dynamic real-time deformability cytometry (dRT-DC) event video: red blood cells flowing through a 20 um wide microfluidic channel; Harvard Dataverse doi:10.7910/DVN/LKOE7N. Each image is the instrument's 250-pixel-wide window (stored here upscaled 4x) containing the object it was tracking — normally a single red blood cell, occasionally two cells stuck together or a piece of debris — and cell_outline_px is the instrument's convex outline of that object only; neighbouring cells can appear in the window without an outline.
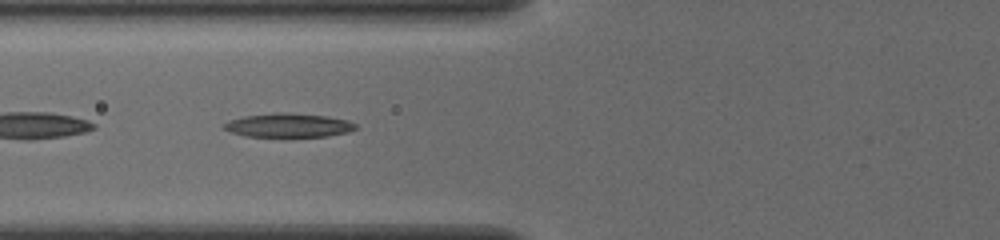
{"species": "common noctule bat (a hibernating species)", "species_latin": "Nyctalus noctula", "temperature_condition": "cold", "stored_images_in_passage": 54, "camera_frame_rate_fps": 3000, "um_per_image_px": 0.085, "animal": {"sex": "female", "body_mass_g": 19.5, "forearm_length_mm": 54.1}, "frame": {"image": 1, "passage_image": 22, "time_ms": 7.0, "image_size_px": [1000, 240], "cell_outline_px": [[356, 128], [348, 132], [328, 136], [248, 136], [232, 132], [224, 128], [224, 124], [228, 120], [244, 116], [272, 112], [284, 112], [328, 116], [348, 120], [356, 124]], "centroid_in_image_um": [24.54, 10.63], "position_along_channel_um": 101.3, "area_um2": 18.21}}
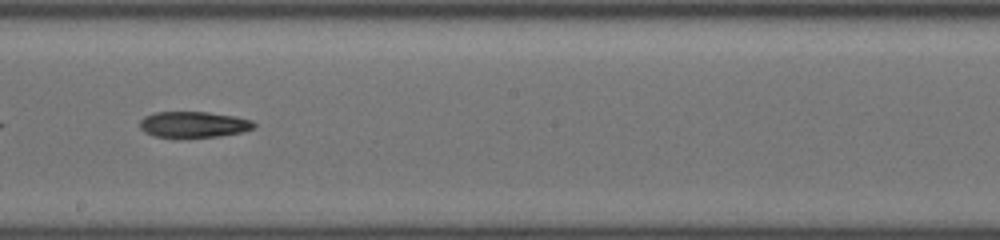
{"frame": {"image": 2, "passage_image": 32, "time_ms": 10.333, "image_size_px": [1000, 240], "cell_outline_px": [[256, 128], [240, 132], [220, 136], [156, 136], [144, 132], [140, 128], [140, 120], [144, 116], [156, 112], [208, 112], [236, 116], [252, 120], [256, 124]], "centroid_in_image_um": [16.49, 10.56], "position_along_channel_um": 231.7, "area_um2": 17.05}}
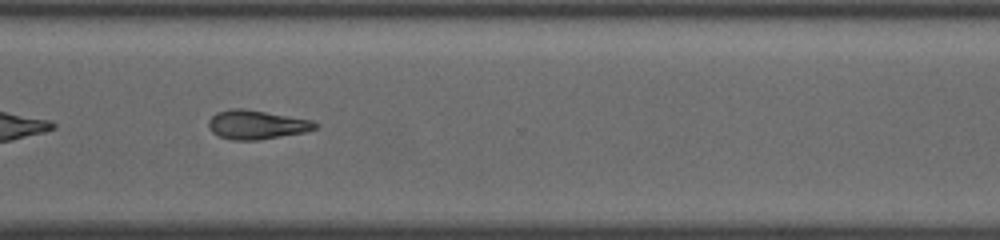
{"frame": {"image": 3, "passage_image": 41, "time_ms": 13.333, "image_size_px": [1000, 240], "cell_outline_px": [[320, 124], [316, 128], [304, 132], [256, 140], [232, 140], [220, 136], [212, 132], [208, 128], [208, 120], [216, 112], [232, 108], [244, 108], [312, 120]], "centroid_in_image_um": [21.78, 10.59], "position_along_channel_um": 348.8, "area_um2": 17.98}}